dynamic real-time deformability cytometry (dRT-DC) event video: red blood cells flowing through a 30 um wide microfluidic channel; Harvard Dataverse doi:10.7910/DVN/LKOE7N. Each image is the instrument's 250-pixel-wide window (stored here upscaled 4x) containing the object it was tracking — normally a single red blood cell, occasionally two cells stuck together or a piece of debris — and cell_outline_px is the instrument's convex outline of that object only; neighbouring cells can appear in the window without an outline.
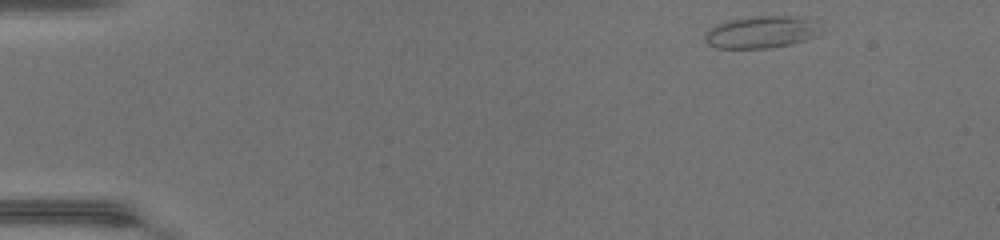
{"species": "common noctule bat (a hibernating species)", "species_latin": "Nyctalus noctula", "temperature_condition": "warm", "stored_images_in_passage": 43, "camera_frame_rate_fps": 3000, "um_per_image_px": 0.085, "animal": {"sex": "female", "body_mass_g": 17.0, "forearm_length_mm": 48.0}, "frame": {"image": 1, "passage_image": 1, "time_ms": 0.0, "image_size_px": [1000, 240], "cell_outline_px": [[824, 32], [816, 36], [792, 44], [768, 48], [716, 48], [708, 44], [704, 40], [704, 36], [716, 24], [728, 20], [752, 16], [804, 16], [816, 20]], "centroid_in_image_um": [64.8, 2.71], "position_along_channel_um": 20.2, "area_um2": 22.08}}
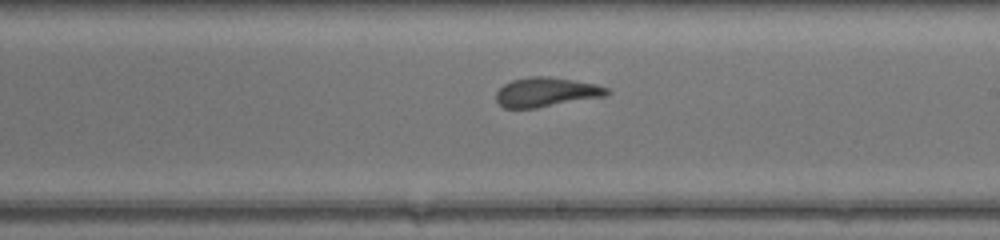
{"frame": {"image": 2, "passage_image": 24, "time_ms": 7.667, "image_size_px": [1000, 240], "cell_outline_px": [[612, 92], [608, 96], [536, 108], [504, 108], [496, 100], [496, 92], [504, 84], [512, 80], [528, 76], [548, 76], [596, 84], [608, 88]], "centroid_in_image_um": [46.46, 7.83], "position_along_channel_um": 242.5, "area_um2": 19.13}}
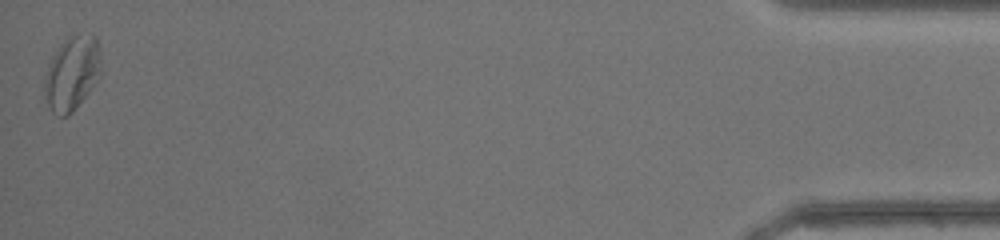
{"frame": {"image": 3, "passage_image": 43, "time_ms": 14.0, "image_size_px": [1000, 240], "cell_outline_px": [[104, 72], [92, 88], [72, 112], [68, 116], [56, 116], [52, 112], [44, 96], [44, 76], [48, 64], [52, 56], [60, 44], [72, 36], [92, 32], [96, 36], [100, 48]], "centroid_in_image_um": [6.16, 6.21], "position_along_channel_um": 429.0, "area_um2": 25.09}, "authors_computed_cell_mechanics": {"area_um2": 20.23, "velocity_mm_per_s": 4.3724, "shape_relaxation_time_tau1_ms": 6.0628, "shape_relaxation_time_tau2_ms": 1.2366, "deformation_change_tau1": 0.2156, "deformation_change_tau2": 0.0862}}